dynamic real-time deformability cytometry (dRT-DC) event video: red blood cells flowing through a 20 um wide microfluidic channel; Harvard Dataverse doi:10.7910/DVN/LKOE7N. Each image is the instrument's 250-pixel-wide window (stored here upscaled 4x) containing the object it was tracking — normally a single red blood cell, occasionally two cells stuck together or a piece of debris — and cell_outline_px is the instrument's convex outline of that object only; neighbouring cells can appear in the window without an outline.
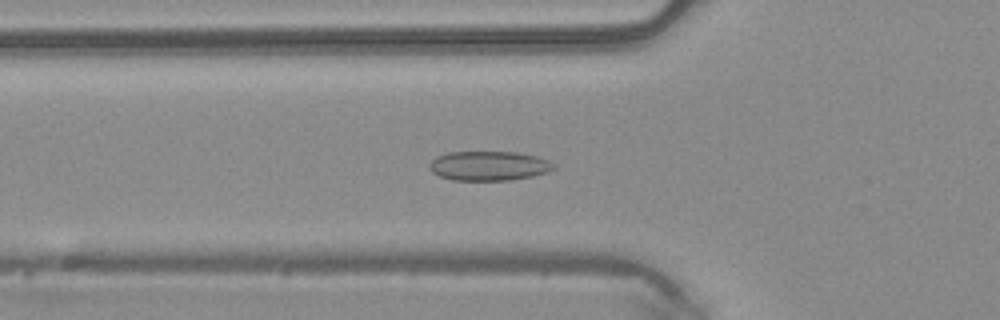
{"species": "common noctule bat (a hibernating species)", "species_latin": "Nyctalus noctula", "temperature_condition": "warm", "stored_images_in_passage": 49, "camera_frame_rate_fps": 3000, "um_per_image_px": 0.085, "animal": {"sex": "male", "body_mass_g": 20.4}, "frame": {"image": 1, "passage_image": 17, "time_ms": 5.333, "image_size_px": [1000, 320], "cell_outline_px": [[556, 168], [548, 172], [532, 176], [508, 180], [452, 180], [440, 176], [432, 172], [428, 168], [428, 164], [436, 156], [448, 152], [516, 152], [536, 156], [548, 160], [556, 164]], "centroid_in_image_um": [41.55, 14.09], "position_along_channel_um": 84.3, "area_um2": 21.44}}
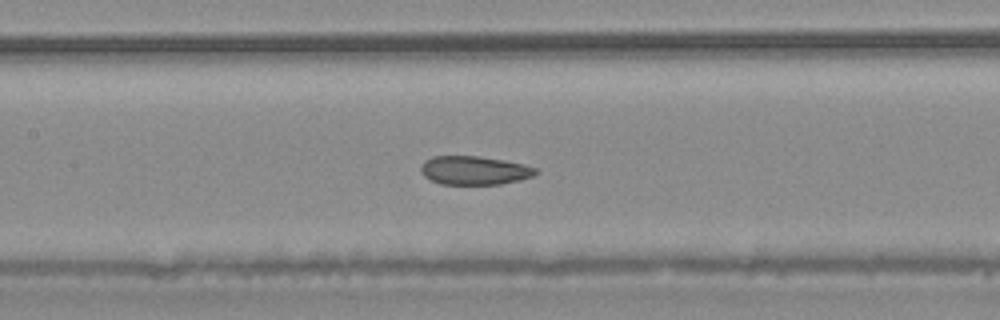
{"frame": {"image": 2, "passage_image": 23, "time_ms": 7.333, "image_size_px": [1000, 320], "cell_outline_px": [[540, 172], [532, 176], [520, 180], [500, 184], [440, 184], [424, 176], [420, 172], [420, 168], [424, 160], [432, 156], [480, 156], [504, 160], [524, 164], [536, 168]], "centroid_in_image_um": [40.32, 14.48], "position_along_channel_um": 167.1, "area_um2": 19.31}}
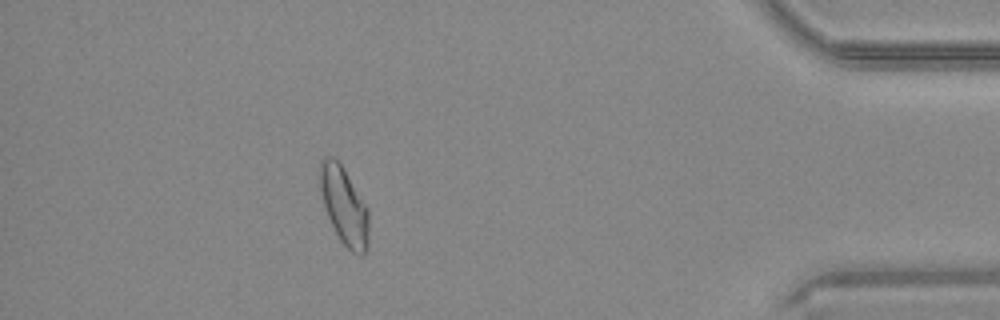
{"frame": {"image": 3, "passage_image": 44, "time_ms": 14.333, "image_size_px": [1000, 320], "cell_outline_px": [[368, 244], [364, 252], [360, 256], [352, 252], [340, 240], [328, 216], [324, 204], [316, 172], [320, 160], [324, 156], [332, 156], [340, 164], [368, 208]], "centroid_in_image_um": [29.21, 17.45], "position_along_channel_um": 406.0, "area_um2": 21.96}, "authors_computed_cell_mechanics": {"area_um2": 21.386, "velocity_mm_per_s": 4.1003, "shape_relaxation_time_tau1_ms": 9.693, "shape_relaxation_time_tau2_ms": 2.3414, "deformation_change_tau1": 0.1463, "deformation_change_tau2": 0.0745}}